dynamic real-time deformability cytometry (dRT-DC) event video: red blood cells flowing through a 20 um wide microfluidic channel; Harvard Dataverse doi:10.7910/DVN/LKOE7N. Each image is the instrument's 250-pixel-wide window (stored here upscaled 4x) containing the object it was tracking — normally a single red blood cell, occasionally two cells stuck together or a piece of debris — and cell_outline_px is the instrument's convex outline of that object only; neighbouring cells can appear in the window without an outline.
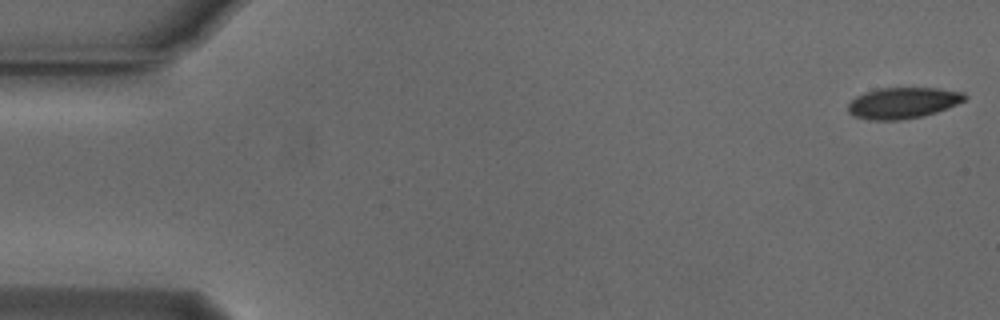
{"species": "Egyptian fruit bat (a non-hibernating species)", "species_latin": "Rousettus aegyptiacus", "temperature_condition": "cold", "stored_images_in_passage": 54, "camera_frame_rate_fps": 3000, "um_per_image_px": 0.085, "animal": {"sex": "male"}, "frame": {"image": 1, "passage_image": 1, "time_ms": 0.0, "image_size_px": [1000, 320], "cell_outline_px": [[968, 96], [964, 100], [948, 108], [924, 116], [900, 120], [872, 120], [856, 116], [848, 112], [848, 104], [856, 96], [864, 92], [876, 88], [940, 88], [964, 92]], "centroid_in_image_um": [76.76, 8.74], "position_along_channel_um": 8.2, "area_um2": 21.21}}
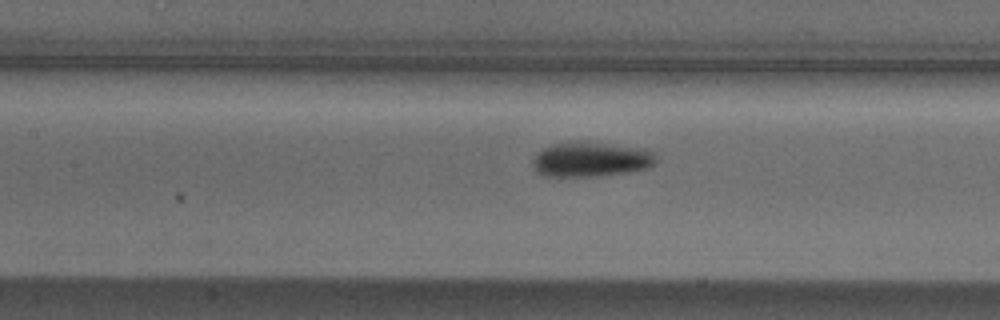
{"frame": {"image": 2, "passage_image": 24, "time_ms": 7.667, "image_size_px": [1000, 320], "cell_outline_px": [[656, 164], [648, 168], [624, 172], [588, 176], [540, 176], [536, 172], [532, 164], [532, 160], [536, 152], [552, 144], [576, 140], [584, 140], [644, 148], [656, 152]], "centroid_in_image_um": [50.21, 13.51], "position_along_channel_um": 157.2, "area_um2": 25.49}}
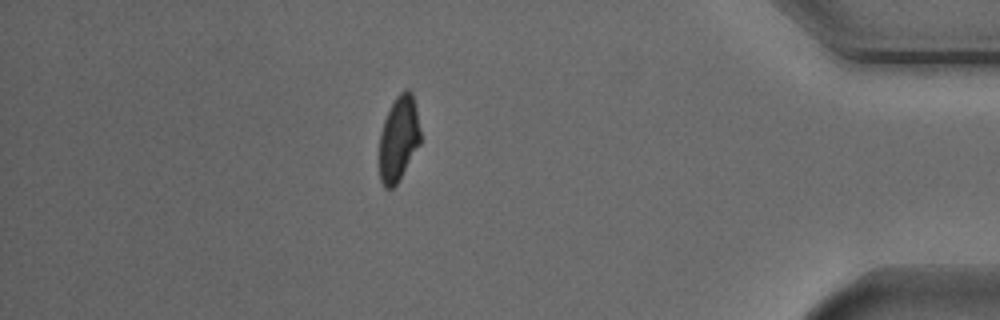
{"frame": {"image": 3, "passage_image": 47, "time_ms": 15.333, "image_size_px": [1000, 320], "cell_outline_px": [[420, 144], [396, 184], [392, 188], [384, 188], [380, 180], [380, 132], [384, 120], [396, 96], [404, 88], [408, 88], [412, 92], [416, 108], [420, 128]], "centroid_in_image_um": [33.89, 11.75], "position_along_channel_um": 401.3, "area_um2": 20.23}, "authors_computed_cell_mechanics": {"area_um2": 22.5998, "velocity_mm_per_s": 3.7566, "shape_relaxation_time_tau1_ms": 3.4217, "shape_relaxation_time_tau2_ms": 4.1974, "deformation_change_tau1": 0.1132, "deformation_change_tau2": 0.0774}}